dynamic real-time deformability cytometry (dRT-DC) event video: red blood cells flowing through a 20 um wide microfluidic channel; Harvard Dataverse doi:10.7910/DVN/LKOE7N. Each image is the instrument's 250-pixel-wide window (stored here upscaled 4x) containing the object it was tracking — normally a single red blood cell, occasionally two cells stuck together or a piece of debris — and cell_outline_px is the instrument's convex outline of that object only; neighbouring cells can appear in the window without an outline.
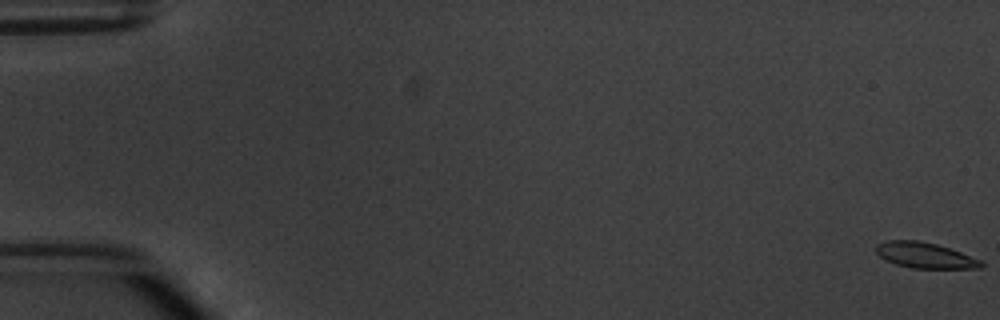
{"species": "common noctule bat (a hibernating species)", "species_latin": "Nyctalus noctula", "temperature_condition": "warm", "stored_images_in_passage": 8, "camera_frame_rate_fps": 3000, "um_per_image_px": 0.085, "animal": {"sex": "male", "body_mass_g": 20.1, "forearm_length_mm": 53.5}, "frame": {"image": 1, "passage_image": 1, "time_ms": 0.0, "image_size_px": [1000, 320], "cell_outline_px": [[984, 264], [980, 268], [912, 268], [896, 264], [880, 256], [876, 252], [876, 244], [888, 240], [916, 240], [936, 244], [960, 252], [980, 260]], "centroid_in_image_um": [78.6, 21.7], "position_along_channel_um": 6.4, "area_um2": 15.43}}
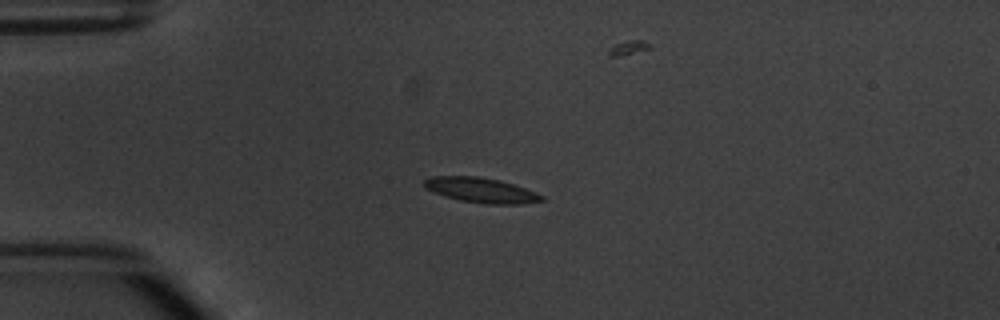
{"frame": {"image": 2, "passage_image": 5, "time_ms": 4.667, "image_size_px": [1000, 320], "cell_outline_px": [[544, 200], [524, 204], [484, 204], [460, 200], [444, 196], [424, 188], [424, 180], [432, 176], [480, 176], [500, 180], [536, 192], [544, 196]], "centroid_in_image_um": [40.89, 16.17], "position_along_channel_um": 44.1, "area_um2": 17.17}}